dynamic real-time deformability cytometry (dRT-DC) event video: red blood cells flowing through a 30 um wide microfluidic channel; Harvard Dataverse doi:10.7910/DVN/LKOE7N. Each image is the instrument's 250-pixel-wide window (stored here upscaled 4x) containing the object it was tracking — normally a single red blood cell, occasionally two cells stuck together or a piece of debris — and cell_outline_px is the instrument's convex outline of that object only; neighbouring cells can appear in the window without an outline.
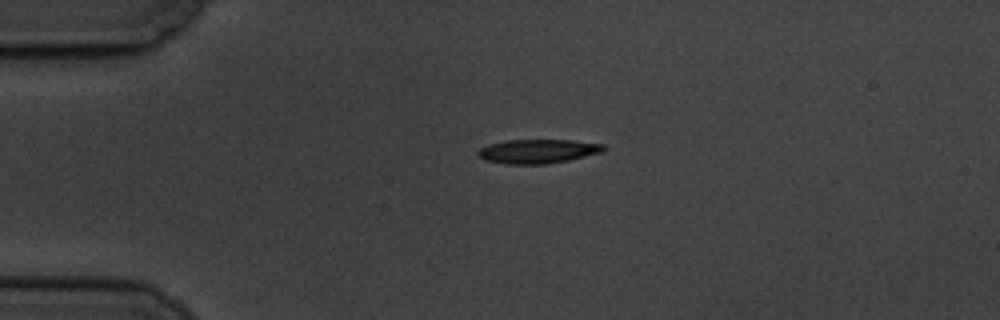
{"species": "common noctule bat (a hibernating species)", "species_latin": "Nyctalus noctula", "temperature_condition": "cold", "stored_images_in_passage": 45, "camera_frame_rate_fps": 3000, "um_per_image_px": 0.085, "animal": {"sex": "male", "body_mass_g": 19.5, "forearm_length_mm": 54.6}, "frame": {"image": 1, "passage_image": 1, "time_ms": 0.0, "image_size_px": [1000, 320], "cell_outline_px": [[608, 148], [604, 152], [568, 160], [544, 164], [504, 164], [484, 160], [476, 152], [480, 148], [488, 144], [508, 140], [572, 140], [604, 144]], "centroid_in_image_um": [45.74, 12.85], "position_along_channel_um": 39.3, "area_um2": 17.74}}
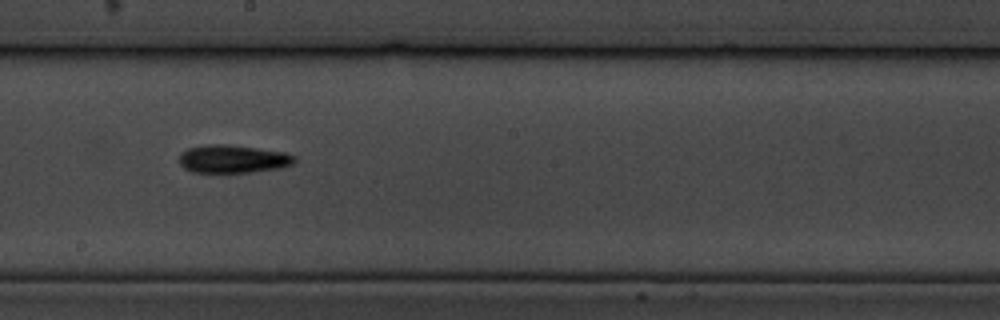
{"frame": {"image": 2, "passage_image": 20, "time_ms": 6.333, "image_size_px": [1000, 320], "cell_outline_px": [[296, 160], [292, 164], [280, 168], [252, 172], [192, 172], [184, 168], [180, 164], [180, 152], [188, 148], [208, 144], [228, 144], [284, 152], [296, 156]], "centroid_in_image_um": [19.79, 13.51], "position_along_channel_um": 228.4, "area_um2": 18.84}}
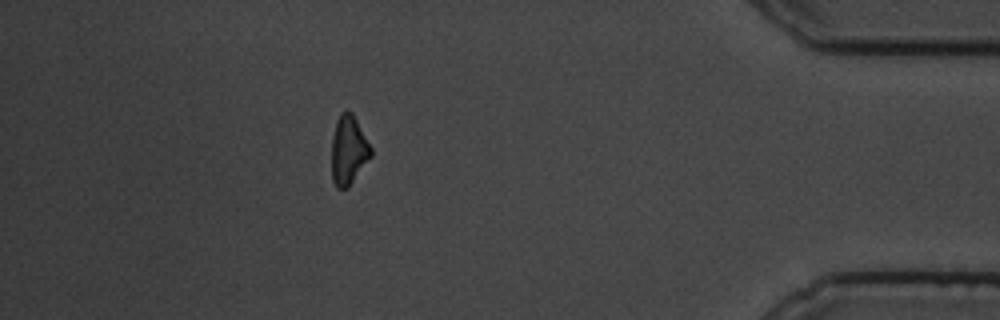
{"frame": {"image": 3, "passage_image": 39, "time_ms": 12.667, "image_size_px": [1000, 320], "cell_outline_px": [[372, 156], [348, 188], [336, 188], [332, 180], [332, 136], [336, 120], [340, 112], [344, 108], [352, 112], [372, 148]], "centroid_in_image_um": [29.62, 12.74], "position_along_channel_um": 405.6, "area_um2": 16.07}, "authors_computed_cell_mechanics": {"area_um2": 17.4556, "velocity_mm_per_s": 3.4921, "shape_relaxation_time_tau1_ms": 3.438, "shape_relaxation_time_tau2_ms": null, "deformation_change_tau1": 0.1541, "deformation_change_tau2": null}}